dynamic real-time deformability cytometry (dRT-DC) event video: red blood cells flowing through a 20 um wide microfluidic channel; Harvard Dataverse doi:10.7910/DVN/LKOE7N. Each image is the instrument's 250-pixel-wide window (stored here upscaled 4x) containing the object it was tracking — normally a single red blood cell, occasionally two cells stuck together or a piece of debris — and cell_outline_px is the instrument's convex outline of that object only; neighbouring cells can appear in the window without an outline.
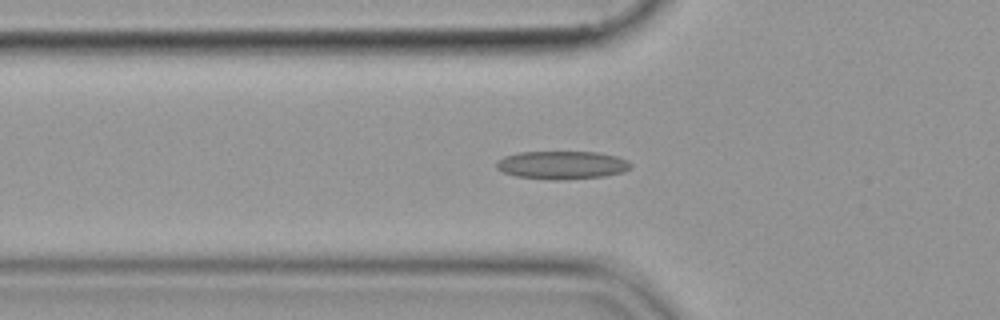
{"species": "common noctule bat (a hibernating species)", "species_latin": "Nyctalus noctula", "temperature_condition": "cold", "stored_images_in_passage": 50, "camera_frame_rate_fps": 3000, "um_per_image_px": 0.085, "animal": {"sex": "female", "body_mass_g": 19.9}, "frame": {"image": 1, "passage_image": 19, "time_ms": 6.0, "image_size_px": [1000, 320], "cell_outline_px": [[632, 168], [624, 172], [604, 176], [564, 180], [552, 180], [516, 176], [504, 172], [496, 168], [496, 164], [504, 156], [520, 152], [596, 152], [616, 156], [628, 160], [632, 164]], "centroid_in_image_um": [47.81, 14.03], "position_along_channel_um": 78.0, "area_um2": 22.08}}
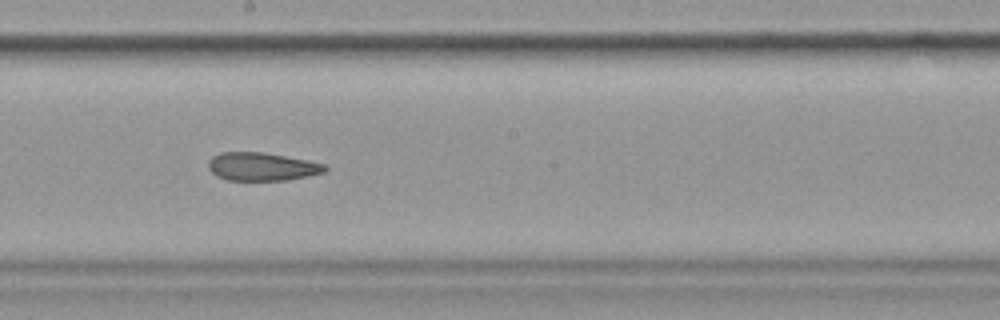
{"frame": {"image": 2, "passage_image": 31, "time_ms": 10.0, "image_size_px": [1000, 320], "cell_outline_px": [[328, 168], [324, 172], [308, 176], [288, 180], [228, 180], [216, 176], [208, 168], [208, 160], [212, 156], [220, 152], [264, 152], [308, 160], [324, 164]], "centroid_in_image_um": [22.24, 14.16], "position_along_channel_um": 226.0, "area_um2": 19.25}}
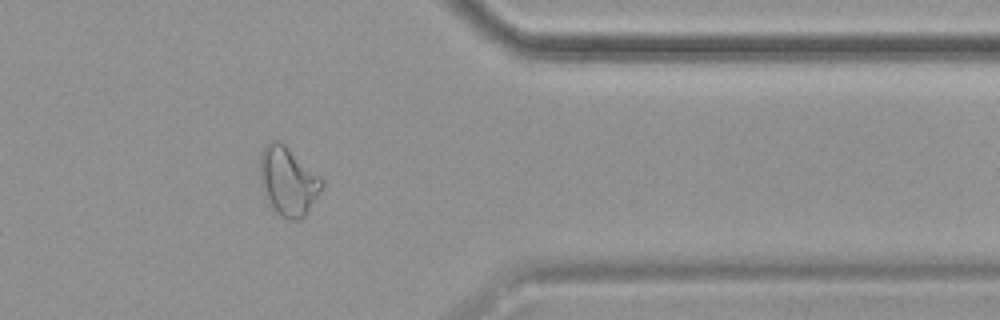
{"frame": {"image": 3, "passage_image": 45, "time_ms": 14.667, "image_size_px": [1000, 320], "cell_outline_px": [[324, 184], [320, 192], [304, 216], [300, 220], [288, 220], [280, 216], [276, 212], [260, 184], [260, 152], [268, 140], [280, 140], [320, 176], [324, 180]], "centroid_in_image_um": [24.48, 15.37], "position_along_channel_um": 386.9, "area_um2": 24.68}}